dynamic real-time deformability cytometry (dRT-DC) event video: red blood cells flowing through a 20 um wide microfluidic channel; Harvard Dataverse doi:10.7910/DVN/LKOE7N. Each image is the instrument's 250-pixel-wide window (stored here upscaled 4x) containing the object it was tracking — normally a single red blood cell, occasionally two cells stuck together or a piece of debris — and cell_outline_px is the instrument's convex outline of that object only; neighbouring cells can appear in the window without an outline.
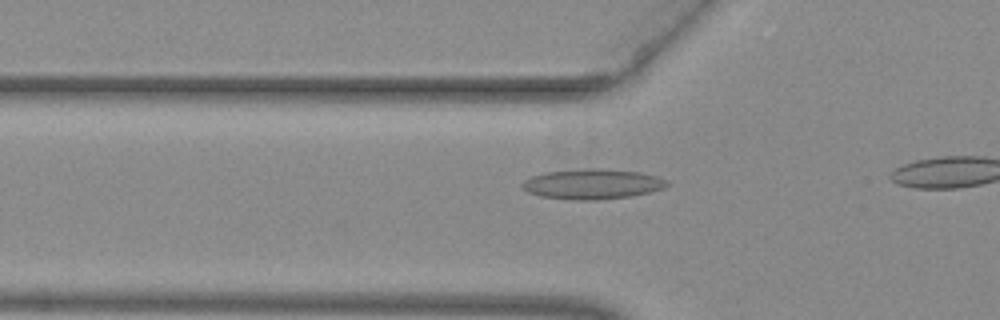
{"species": "common noctule bat (a hibernating species)", "species_latin": "Nyctalus noctula", "temperature_condition": "warm", "stored_images_in_passage": 19, "camera_frame_rate_fps": 3000, "um_per_image_px": 0.085, "animal": {"sex": "female", "body_mass_g": 29.2, "forearm_length_mm": 56.3}, "frame": {"image": 1, "passage_image": 7, "time_ms": 2.0, "image_size_px": [1000, 320], "cell_outline_px": [[668, 184], [664, 188], [648, 192], [628, 196], [600, 200], [576, 200], [540, 196], [528, 192], [520, 184], [524, 180], [532, 176], [544, 172], [588, 168], [600, 168], [640, 172], [656, 176], [668, 180]], "centroid_in_image_um": [50.34, 15.63], "position_along_channel_um": 75.5, "area_um2": 25.37}}
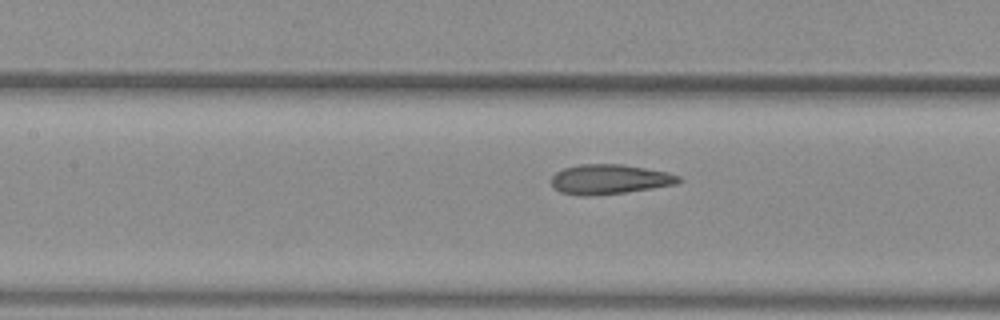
{"frame": {"image": 2, "passage_image": 13, "time_ms": 4.0, "image_size_px": [1000, 320], "cell_outline_px": [[680, 180], [676, 184], [652, 188], [624, 192], [592, 196], [580, 196], [560, 192], [552, 188], [552, 176], [556, 172], [564, 168], [580, 164], [620, 164], [668, 172], [680, 176]], "centroid_in_image_um": [51.77, 15.24], "position_along_channel_um": 155.6, "area_um2": 22.02}}
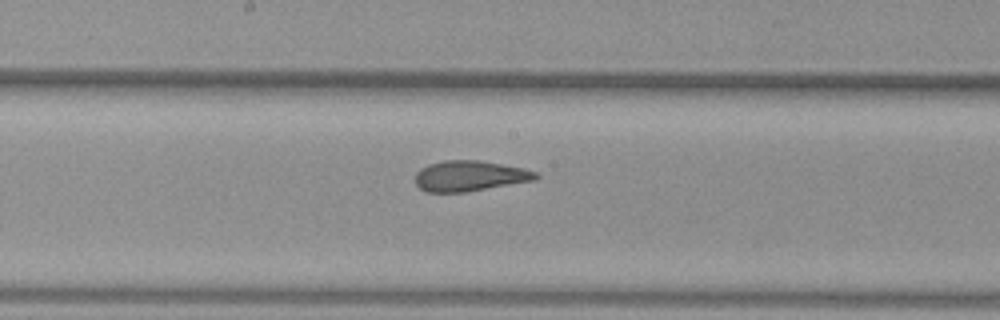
{"frame": {"image": 3, "passage_image": 17, "time_ms": 5.333, "image_size_px": [1000, 320], "cell_outline_px": [[540, 176], [536, 180], [468, 192], [428, 192], [420, 188], [416, 184], [416, 172], [420, 168], [428, 164], [444, 160], [480, 160], [524, 168], [536, 172]], "centroid_in_image_um": [39.94, 14.95], "position_along_channel_um": 208.3, "area_um2": 21.62}}